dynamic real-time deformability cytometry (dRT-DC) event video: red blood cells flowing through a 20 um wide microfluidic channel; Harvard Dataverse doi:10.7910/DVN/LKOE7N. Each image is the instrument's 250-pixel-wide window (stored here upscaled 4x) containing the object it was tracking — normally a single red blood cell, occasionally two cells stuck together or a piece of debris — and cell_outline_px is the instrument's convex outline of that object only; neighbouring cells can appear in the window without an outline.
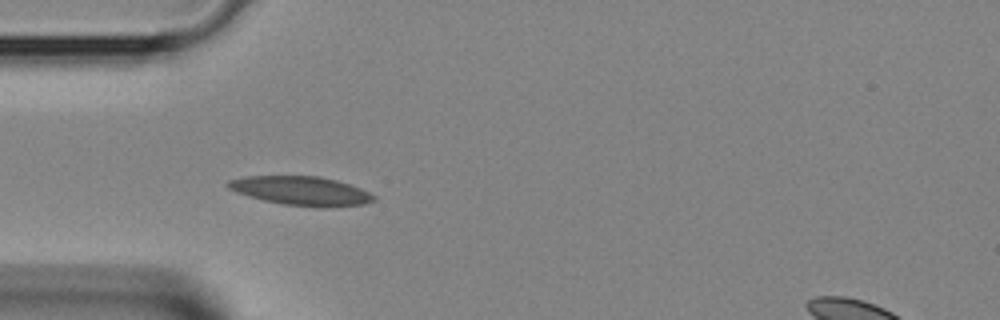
{"species": "Egyptian fruit bat (a non-hibernating species)", "species_latin": "Rousettus aegyptiacus", "temperature_condition": "room temperature", "stored_images_in_passage": 5, "segment_of_instrument_passage": [1, 2], "camera_frame_rate_fps": 3000, "um_per_image_px": 0.085, "animal": {"sex": "female"}, "frame": {"image": 1, "passage_image": 4, "time_ms": 1.0, "image_size_px": [1000, 320], "cell_outline_px": [[376, 200], [364, 204], [324, 208], [284, 204], [264, 200], [248, 196], [236, 192], [228, 188], [224, 184], [228, 180], [244, 176], [320, 176], [336, 180], [360, 188], [376, 196]], "centroid_in_image_um": [25.58, 16.22], "position_along_channel_um": 59.4, "area_um2": 24.68}}